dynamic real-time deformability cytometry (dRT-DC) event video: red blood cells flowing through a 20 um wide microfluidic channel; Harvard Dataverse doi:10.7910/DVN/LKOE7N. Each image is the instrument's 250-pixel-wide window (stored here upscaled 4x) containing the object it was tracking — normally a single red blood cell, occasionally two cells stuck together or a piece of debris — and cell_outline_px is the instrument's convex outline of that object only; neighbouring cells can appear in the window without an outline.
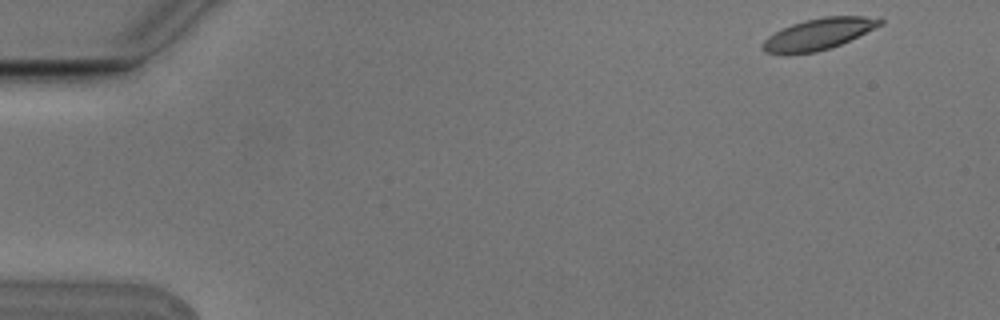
{"species": "Egyptian fruit bat (a non-hibernating species)", "species_latin": "Rousettus aegyptiacus", "temperature_condition": "cold", "stored_images_in_passage": 8, "camera_frame_rate_fps": 3000, "um_per_image_px": 0.085, "animal": {"sex": "male"}, "frame": {"image": 1, "passage_image": 1, "time_ms": 0.0, "image_size_px": [1000, 320], "cell_outline_px": [[884, 24], [840, 44], [816, 52], [764, 52], [760, 48], [760, 44], [768, 36], [792, 24], [804, 20], [824, 16], [864, 16], [884, 20]], "centroid_in_image_um": [69.59, 2.86], "position_along_channel_um": 15.4, "area_um2": 20.87}}
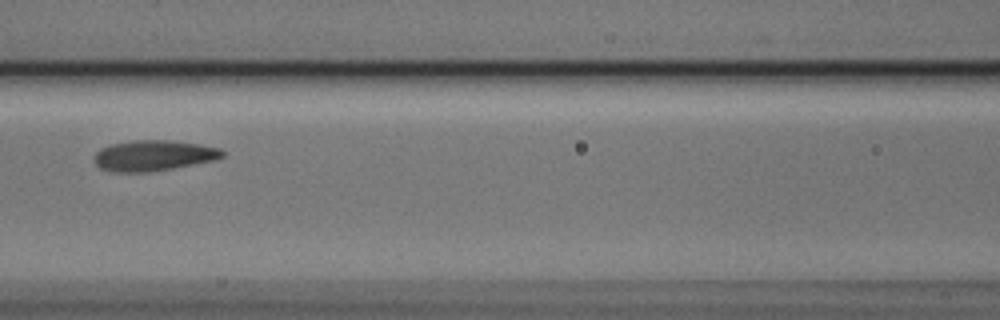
{"frame": {"image": 2, "passage_image": 7, "time_ms": 2.0, "image_size_px": [1000, 320], "cell_outline_px": [[224, 156], [216, 160], [172, 168], [148, 172], [112, 172], [100, 168], [96, 164], [96, 152], [100, 148], [112, 144], [132, 140], [168, 140], [200, 144], [220, 148], [224, 152]], "centroid_in_image_um": [13.07, 13.22], "position_along_channel_um": 153.5, "area_um2": 22.83}}
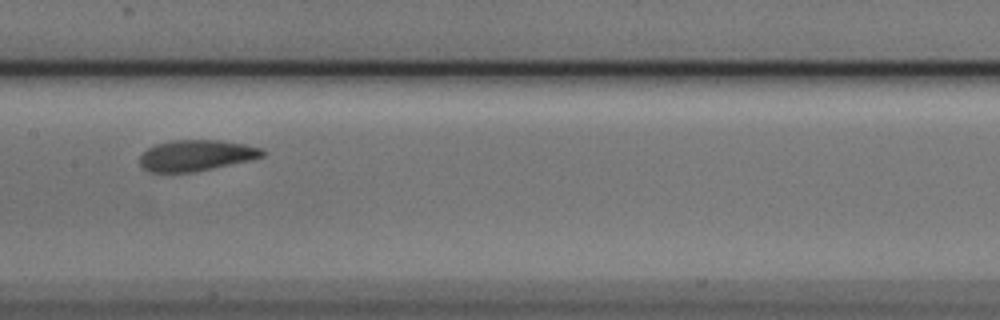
{"frame": {"image": 3, "passage_image": 8, "time_ms": 2.333, "image_size_px": [1000, 320], "cell_outline_px": [[268, 152], [264, 156], [252, 160], [192, 172], [148, 172], [140, 164], [140, 156], [148, 148], [156, 144], [168, 140], [220, 140], [244, 144], [260, 148]], "centroid_in_image_um": [16.69, 13.2], "position_along_channel_um": 190.7, "area_um2": 22.2}}